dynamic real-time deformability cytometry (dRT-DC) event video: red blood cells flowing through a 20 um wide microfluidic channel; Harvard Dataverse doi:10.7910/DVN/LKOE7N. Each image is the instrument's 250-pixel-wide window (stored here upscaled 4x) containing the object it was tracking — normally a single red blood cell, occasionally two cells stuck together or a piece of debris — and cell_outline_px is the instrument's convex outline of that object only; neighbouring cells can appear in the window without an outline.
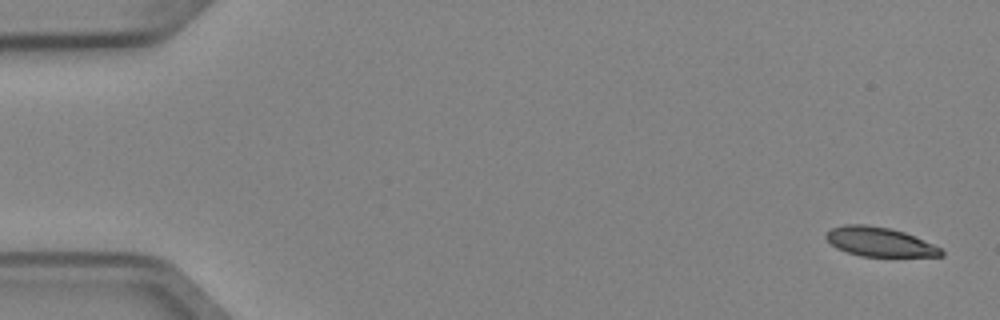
{"species": "Egyptian fruit bat (a non-hibernating species)", "species_latin": "Rousettus aegyptiacus", "temperature_condition": "cold", "stored_images_in_passage": 4, "camera_frame_rate_fps": 3000, "um_per_image_px": 0.085, "animal": {"sex": "female"}, "frame": {"image": 1, "passage_image": 1, "time_ms": 0.0, "image_size_px": [1000, 320], "cell_outline_px": [[944, 256], [860, 256], [836, 248], [824, 236], [832, 228], [844, 224], [864, 224], [888, 228], [904, 232], [932, 244], [940, 248], [944, 252]], "centroid_in_image_um": [74.74, 20.55], "position_along_channel_um": 10.3, "area_um2": 19.31}}